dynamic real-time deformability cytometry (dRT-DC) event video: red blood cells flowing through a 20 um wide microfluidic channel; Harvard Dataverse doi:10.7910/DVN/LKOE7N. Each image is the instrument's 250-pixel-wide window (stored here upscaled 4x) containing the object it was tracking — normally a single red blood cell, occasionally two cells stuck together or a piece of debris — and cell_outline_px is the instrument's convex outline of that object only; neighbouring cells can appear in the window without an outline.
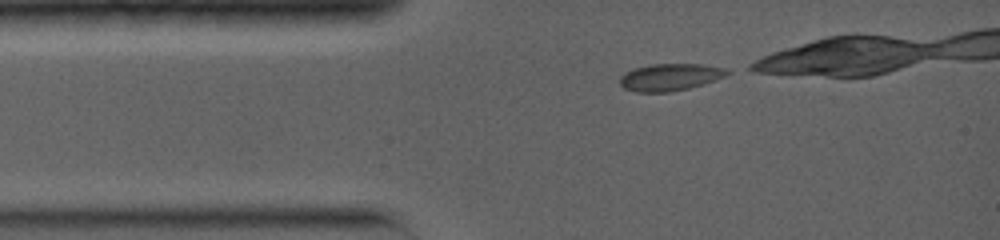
{"species": "common noctule bat (a hibernating species)", "species_latin": "Nyctalus noctula", "temperature_condition": "warm", "stored_images_in_passage": 14, "camera_frame_rate_fps": 5000, "um_per_image_px": 0.085, "animal": {"sex": "female", "body_mass_g": 19.0, "forearm_length_mm": 56.7}, "frame": {"image": 1, "passage_image": 1, "time_ms": 0.0, "image_size_px": [1000, 240], "cell_outline_px": [[732, 72], [716, 80], [704, 84], [688, 88], [668, 92], [636, 92], [624, 88], [620, 84], [620, 76], [624, 72], [632, 68], [652, 64], [704, 64], [728, 68]], "centroid_in_image_um": [56.97, 6.54], "position_along_channel_um": 28.0, "area_um2": 17.17}}
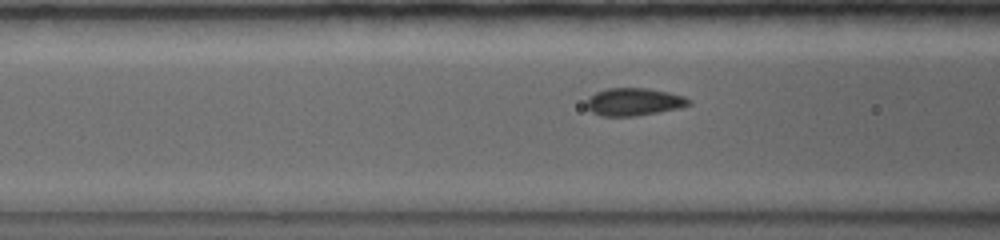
{"frame": {"image": 2, "passage_image": 8, "time_ms": 2.6, "image_size_px": [1000, 240], "cell_outline_px": [[692, 104], [680, 108], [636, 116], [600, 116], [592, 112], [584, 104], [596, 92], [608, 88], [648, 88], [668, 92], [684, 96], [692, 100]], "centroid_in_image_um": [53.91, 8.66], "position_along_channel_um": 112.7, "area_um2": 16.53}}
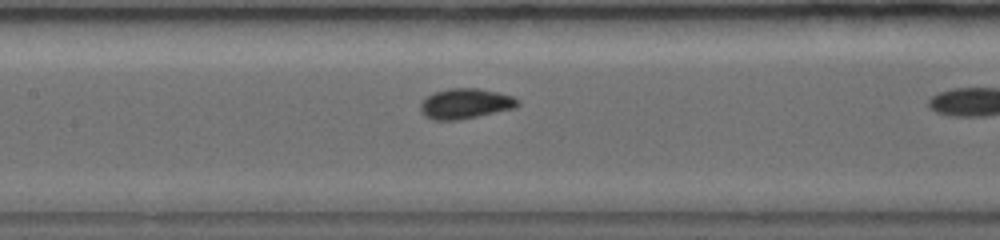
{"frame": {"image": 3, "passage_image": 12, "time_ms": 4.0, "image_size_px": [1000, 240], "cell_outline_px": [[520, 104], [516, 108], [460, 120], [432, 120], [424, 116], [420, 108], [420, 104], [432, 92], [448, 88], [476, 88], [496, 92], [512, 96], [520, 100]], "centroid_in_image_um": [39.56, 8.81], "position_along_channel_um": 167.8, "area_um2": 17.28}}